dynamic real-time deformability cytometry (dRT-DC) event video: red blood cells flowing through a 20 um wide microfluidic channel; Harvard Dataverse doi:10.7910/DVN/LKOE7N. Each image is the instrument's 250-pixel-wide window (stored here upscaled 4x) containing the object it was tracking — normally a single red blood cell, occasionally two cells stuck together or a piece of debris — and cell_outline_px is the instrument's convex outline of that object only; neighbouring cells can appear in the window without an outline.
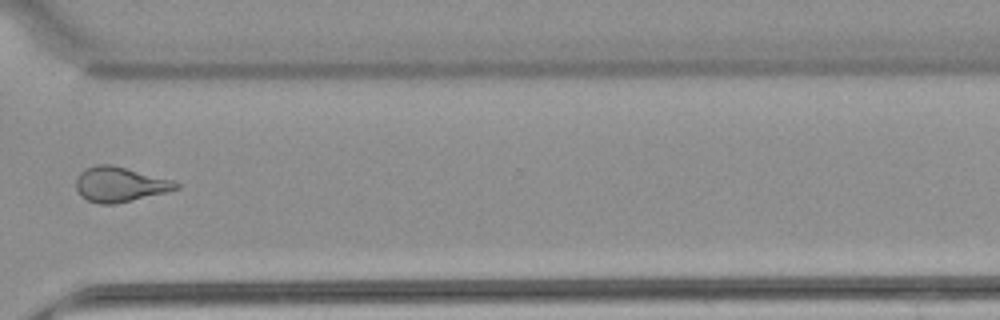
{"species": "common noctule bat (a hibernating species)", "species_latin": "Nyctalus noctula", "temperature_condition": "warm", "stored_images_in_passage": 13, "camera_frame_rate_fps": 3000, "um_per_image_px": 0.085, "animal": {"sex": "female", "body_mass_g": 22.7, "forearm_length_mm": 54.2}, "frame": {"image": 1, "passage_image": 10, "time_ms": 3.0, "image_size_px": [1000, 320], "cell_outline_px": [[180, 188], [168, 192], [116, 204], [100, 204], [88, 200], [80, 196], [76, 188], [76, 176], [84, 168], [96, 164], [112, 164], [172, 180], [180, 184]], "centroid_in_image_um": [10.17, 15.67], "position_along_channel_um": 360.4, "area_um2": 20.58}}